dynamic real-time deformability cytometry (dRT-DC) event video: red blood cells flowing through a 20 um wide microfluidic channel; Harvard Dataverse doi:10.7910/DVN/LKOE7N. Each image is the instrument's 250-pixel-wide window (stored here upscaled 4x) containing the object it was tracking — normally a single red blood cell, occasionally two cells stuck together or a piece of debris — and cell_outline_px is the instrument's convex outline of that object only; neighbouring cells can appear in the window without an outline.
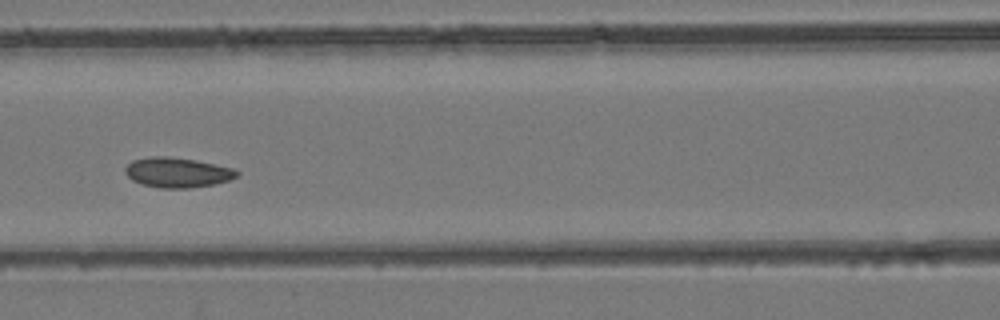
{"species": "common noctule bat (a hibernating species)", "species_latin": "Nyctalus noctula", "temperature_condition": "room temperature", "stored_images_in_passage": 5, "camera_frame_rate_fps": 3000, "um_per_image_px": 0.085, "animal": {"sex": "female", "body_mass_g": 24.6, "forearm_length_mm": 56.2}, "frame": {"image": 1, "passage_image": 5, "time_ms": 7.667, "image_size_px": [1000, 320], "cell_outline_px": [[240, 172], [236, 176], [228, 180], [212, 184], [188, 188], [160, 188], [140, 184], [132, 180], [124, 172], [124, 168], [132, 160], [152, 156], [168, 156], [196, 160], [232, 168]], "centroid_in_image_um": [15.02, 14.65], "position_along_channel_um": 151.6, "area_um2": 19.42}}